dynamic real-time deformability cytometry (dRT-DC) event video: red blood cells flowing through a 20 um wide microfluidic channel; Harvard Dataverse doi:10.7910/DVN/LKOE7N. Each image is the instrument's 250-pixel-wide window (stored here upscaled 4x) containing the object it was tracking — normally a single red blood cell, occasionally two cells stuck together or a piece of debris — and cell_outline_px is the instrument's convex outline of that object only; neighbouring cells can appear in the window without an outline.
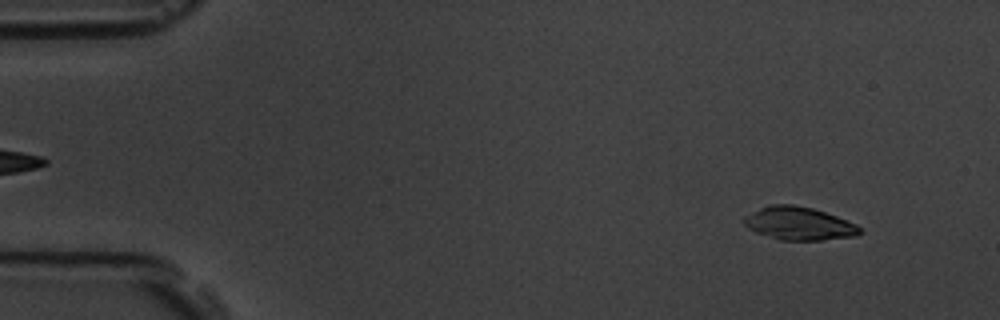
{"species": "common noctule bat (a hibernating species)", "species_latin": "Nyctalus noctula", "temperature_condition": "room temperature", "stored_images_in_passage": 7, "camera_frame_rate_fps": 3000, "um_per_image_px": 0.085, "animal": {"sex": "male", "body_mass_g": 19.5, "forearm_length_mm": 54.6}, "frame": {"image": 1, "passage_image": 1, "time_ms": 0.0, "image_size_px": [1000, 320], "cell_outline_px": [[864, 232], [856, 236], [820, 240], [780, 240], [756, 232], [748, 228], [744, 224], [744, 216], [760, 208], [772, 204], [792, 204], [812, 208], [836, 216], [856, 224]], "centroid_in_image_um": [67.92, 19.0], "position_along_channel_um": 17.1, "area_um2": 22.2}}
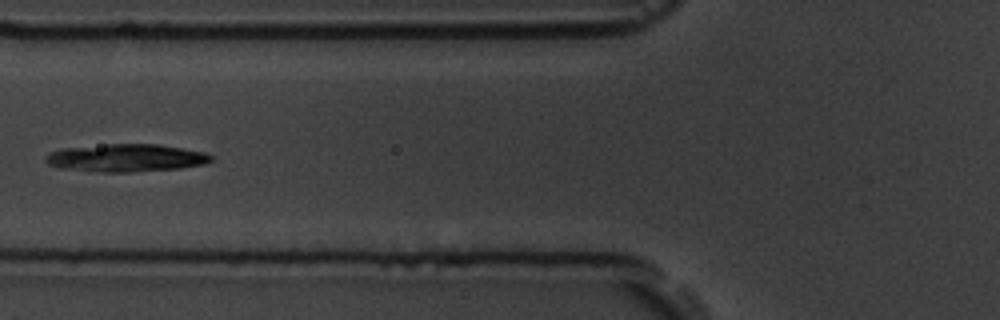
{"frame": {"image": 2, "passage_image": 6, "time_ms": 5.667, "image_size_px": [1000, 320], "cell_outline_px": [[212, 160], [204, 164], [180, 168], [132, 172], [96, 172], [60, 168], [48, 164], [44, 160], [44, 156], [52, 152], [64, 148], [108, 144], [160, 144], [204, 152], [212, 156]], "centroid_in_image_um": [10.7, 13.42], "position_along_channel_um": 115.1, "area_um2": 26.76}}
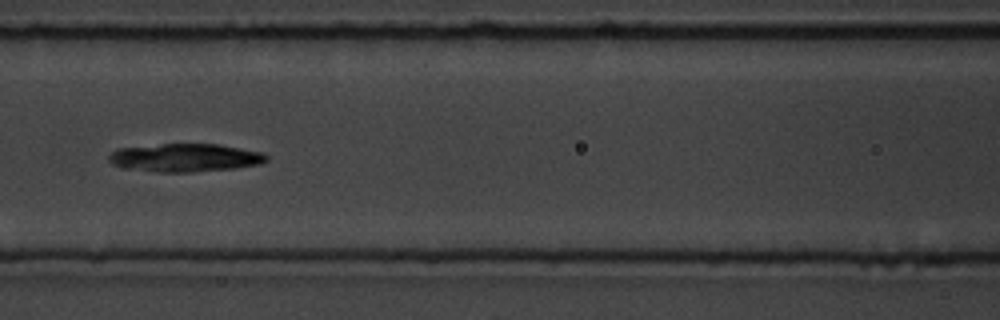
{"frame": {"image": 3, "passage_image": 7, "time_ms": 6.667, "image_size_px": [1000, 320], "cell_outline_px": [[268, 160], [260, 164], [236, 168], [192, 172], [160, 172], [120, 168], [112, 164], [108, 160], [108, 156], [116, 148], [160, 144], [216, 144], [240, 148], [260, 152], [268, 156]], "centroid_in_image_um": [15.68, 13.41], "position_along_channel_um": 150.9, "area_um2": 26.01}}